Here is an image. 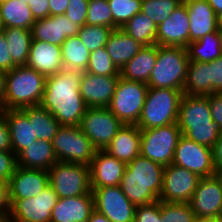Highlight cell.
Returning a JSON list of instances; mask_svg holds the SVG:
<instances>
[{
	"label": "cell",
	"instance_id": "be15d7a7",
	"mask_svg": "<svg viewBox=\"0 0 222 222\" xmlns=\"http://www.w3.org/2000/svg\"><path fill=\"white\" fill-rule=\"evenodd\" d=\"M220 42H221V53H222V30H219Z\"/></svg>",
	"mask_w": 222,
	"mask_h": 222
},
{
	"label": "cell",
	"instance_id": "60d3db41",
	"mask_svg": "<svg viewBox=\"0 0 222 222\" xmlns=\"http://www.w3.org/2000/svg\"><path fill=\"white\" fill-rule=\"evenodd\" d=\"M162 222H196L197 219L189 203L160 201Z\"/></svg>",
	"mask_w": 222,
	"mask_h": 222
},
{
	"label": "cell",
	"instance_id": "f35d334b",
	"mask_svg": "<svg viewBox=\"0 0 222 222\" xmlns=\"http://www.w3.org/2000/svg\"><path fill=\"white\" fill-rule=\"evenodd\" d=\"M85 72L100 76H120V70L111 60L105 46L90 52Z\"/></svg>",
	"mask_w": 222,
	"mask_h": 222
},
{
	"label": "cell",
	"instance_id": "03108f58",
	"mask_svg": "<svg viewBox=\"0 0 222 222\" xmlns=\"http://www.w3.org/2000/svg\"><path fill=\"white\" fill-rule=\"evenodd\" d=\"M6 1H8V0H0V4L3 3V2H6Z\"/></svg>",
	"mask_w": 222,
	"mask_h": 222
},
{
	"label": "cell",
	"instance_id": "681fc988",
	"mask_svg": "<svg viewBox=\"0 0 222 222\" xmlns=\"http://www.w3.org/2000/svg\"><path fill=\"white\" fill-rule=\"evenodd\" d=\"M28 4L33 17L42 19L49 17V0H24Z\"/></svg>",
	"mask_w": 222,
	"mask_h": 222
},
{
	"label": "cell",
	"instance_id": "9a60e30c",
	"mask_svg": "<svg viewBox=\"0 0 222 222\" xmlns=\"http://www.w3.org/2000/svg\"><path fill=\"white\" fill-rule=\"evenodd\" d=\"M200 179L201 177L185 168L174 164L165 166L159 200L189 203Z\"/></svg>",
	"mask_w": 222,
	"mask_h": 222
},
{
	"label": "cell",
	"instance_id": "7a4b0ae2",
	"mask_svg": "<svg viewBox=\"0 0 222 222\" xmlns=\"http://www.w3.org/2000/svg\"><path fill=\"white\" fill-rule=\"evenodd\" d=\"M165 166L138 155L126 164L120 188L133 205L142 206L159 201Z\"/></svg>",
	"mask_w": 222,
	"mask_h": 222
},
{
	"label": "cell",
	"instance_id": "ffe728a7",
	"mask_svg": "<svg viewBox=\"0 0 222 222\" xmlns=\"http://www.w3.org/2000/svg\"><path fill=\"white\" fill-rule=\"evenodd\" d=\"M48 185V171L17 166L8 182L9 199L36 197Z\"/></svg>",
	"mask_w": 222,
	"mask_h": 222
},
{
	"label": "cell",
	"instance_id": "6da1fadb",
	"mask_svg": "<svg viewBox=\"0 0 222 222\" xmlns=\"http://www.w3.org/2000/svg\"><path fill=\"white\" fill-rule=\"evenodd\" d=\"M81 71L63 69L46 77L40 105L46 108L61 126H79L87 105L79 90Z\"/></svg>",
	"mask_w": 222,
	"mask_h": 222
},
{
	"label": "cell",
	"instance_id": "6125c7cd",
	"mask_svg": "<svg viewBox=\"0 0 222 222\" xmlns=\"http://www.w3.org/2000/svg\"><path fill=\"white\" fill-rule=\"evenodd\" d=\"M196 222H220V221L217 219V220H197Z\"/></svg>",
	"mask_w": 222,
	"mask_h": 222
},
{
	"label": "cell",
	"instance_id": "6f0895ef",
	"mask_svg": "<svg viewBox=\"0 0 222 222\" xmlns=\"http://www.w3.org/2000/svg\"><path fill=\"white\" fill-rule=\"evenodd\" d=\"M216 15L222 13V0H206Z\"/></svg>",
	"mask_w": 222,
	"mask_h": 222
},
{
	"label": "cell",
	"instance_id": "836d02e7",
	"mask_svg": "<svg viewBox=\"0 0 222 222\" xmlns=\"http://www.w3.org/2000/svg\"><path fill=\"white\" fill-rule=\"evenodd\" d=\"M189 61L211 62L222 56L219 30L191 42L186 47Z\"/></svg>",
	"mask_w": 222,
	"mask_h": 222
},
{
	"label": "cell",
	"instance_id": "7c38bea8",
	"mask_svg": "<svg viewBox=\"0 0 222 222\" xmlns=\"http://www.w3.org/2000/svg\"><path fill=\"white\" fill-rule=\"evenodd\" d=\"M58 199L50 185L36 197L9 199L10 212L7 219L11 222H50L52 209Z\"/></svg>",
	"mask_w": 222,
	"mask_h": 222
},
{
	"label": "cell",
	"instance_id": "f5cc1de1",
	"mask_svg": "<svg viewBox=\"0 0 222 222\" xmlns=\"http://www.w3.org/2000/svg\"><path fill=\"white\" fill-rule=\"evenodd\" d=\"M215 171H222V133L212 147Z\"/></svg>",
	"mask_w": 222,
	"mask_h": 222
},
{
	"label": "cell",
	"instance_id": "f6af8a7d",
	"mask_svg": "<svg viewBox=\"0 0 222 222\" xmlns=\"http://www.w3.org/2000/svg\"><path fill=\"white\" fill-rule=\"evenodd\" d=\"M16 167V155L12 151H0V180L9 182Z\"/></svg>",
	"mask_w": 222,
	"mask_h": 222
},
{
	"label": "cell",
	"instance_id": "7bdbcfd3",
	"mask_svg": "<svg viewBox=\"0 0 222 222\" xmlns=\"http://www.w3.org/2000/svg\"><path fill=\"white\" fill-rule=\"evenodd\" d=\"M88 0H69L64 15L81 27L86 25Z\"/></svg>",
	"mask_w": 222,
	"mask_h": 222
},
{
	"label": "cell",
	"instance_id": "680465c9",
	"mask_svg": "<svg viewBox=\"0 0 222 222\" xmlns=\"http://www.w3.org/2000/svg\"><path fill=\"white\" fill-rule=\"evenodd\" d=\"M214 175L216 176V178L220 182V185H221V188H222V171H215Z\"/></svg>",
	"mask_w": 222,
	"mask_h": 222
},
{
	"label": "cell",
	"instance_id": "b9f144b4",
	"mask_svg": "<svg viewBox=\"0 0 222 222\" xmlns=\"http://www.w3.org/2000/svg\"><path fill=\"white\" fill-rule=\"evenodd\" d=\"M86 25H101L113 29V16L107 0H88Z\"/></svg>",
	"mask_w": 222,
	"mask_h": 222
},
{
	"label": "cell",
	"instance_id": "d4e9b609",
	"mask_svg": "<svg viewBox=\"0 0 222 222\" xmlns=\"http://www.w3.org/2000/svg\"><path fill=\"white\" fill-rule=\"evenodd\" d=\"M141 129L137 125L124 124L118 131L105 151L125 164L140 155Z\"/></svg>",
	"mask_w": 222,
	"mask_h": 222
},
{
	"label": "cell",
	"instance_id": "9c48e42d",
	"mask_svg": "<svg viewBox=\"0 0 222 222\" xmlns=\"http://www.w3.org/2000/svg\"><path fill=\"white\" fill-rule=\"evenodd\" d=\"M49 185L58 198H68L91 192L88 165L57 161L49 170Z\"/></svg>",
	"mask_w": 222,
	"mask_h": 222
},
{
	"label": "cell",
	"instance_id": "db71d44e",
	"mask_svg": "<svg viewBox=\"0 0 222 222\" xmlns=\"http://www.w3.org/2000/svg\"><path fill=\"white\" fill-rule=\"evenodd\" d=\"M69 0H49V16L64 14Z\"/></svg>",
	"mask_w": 222,
	"mask_h": 222
},
{
	"label": "cell",
	"instance_id": "e575fe53",
	"mask_svg": "<svg viewBox=\"0 0 222 222\" xmlns=\"http://www.w3.org/2000/svg\"><path fill=\"white\" fill-rule=\"evenodd\" d=\"M62 61L65 69L85 72L89 62L90 51L78 36L68 37L61 45Z\"/></svg>",
	"mask_w": 222,
	"mask_h": 222
},
{
	"label": "cell",
	"instance_id": "94428289",
	"mask_svg": "<svg viewBox=\"0 0 222 222\" xmlns=\"http://www.w3.org/2000/svg\"><path fill=\"white\" fill-rule=\"evenodd\" d=\"M4 28L5 27H4L3 22H2V17L0 15V32H3Z\"/></svg>",
	"mask_w": 222,
	"mask_h": 222
},
{
	"label": "cell",
	"instance_id": "5b68a950",
	"mask_svg": "<svg viewBox=\"0 0 222 222\" xmlns=\"http://www.w3.org/2000/svg\"><path fill=\"white\" fill-rule=\"evenodd\" d=\"M189 58L182 46L158 45V56L148 81L149 88L181 90L187 77Z\"/></svg>",
	"mask_w": 222,
	"mask_h": 222
},
{
	"label": "cell",
	"instance_id": "11a10c76",
	"mask_svg": "<svg viewBox=\"0 0 222 222\" xmlns=\"http://www.w3.org/2000/svg\"><path fill=\"white\" fill-rule=\"evenodd\" d=\"M6 87V72L0 70V106L4 110V98Z\"/></svg>",
	"mask_w": 222,
	"mask_h": 222
},
{
	"label": "cell",
	"instance_id": "30bf717a",
	"mask_svg": "<svg viewBox=\"0 0 222 222\" xmlns=\"http://www.w3.org/2000/svg\"><path fill=\"white\" fill-rule=\"evenodd\" d=\"M182 136L177 123L156 127L152 129H141L140 154L163 166L172 164L174 151Z\"/></svg>",
	"mask_w": 222,
	"mask_h": 222
},
{
	"label": "cell",
	"instance_id": "ab89813d",
	"mask_svg": "<svg viewBox=\"0 0 222 222\" xmlns=\"http://www.w3.org/2000/svg\"><path fill=\"white\" fill-rule=\"evenodd\" d=\"M112 30L113 29L110 27L101 25H83L77 36L80 38L83 45L90 52H93L106 45Z\"/></svg>",
	"mask_w": 222,
	"mask_h": 222
},
{
	"label": "cell",
	"instance_id": "7dc6e473",
	"mask_svg": "<svg viewBox=\"0 0 222 222\" xmlns=\"http://www.w3.org/2000/svg\"><path fill=\"white\" fill-rule=\"evenodd\" d=\"M208 102L213 122L222 131V93H213L209 95Z\"/></svg>",
	"mask_w": 222,
	"mask_h": 222
},
{
	"label": "cell",
	"instance_id": "7402d4cb",
	"mask_svg": "<svg viewBox=\"0 0 222 222\" xmlns=\"http://www.w3.org/2000/svg\"><path fill=\"white\" fill-rule=\"evenodd\" d=\"M27 66L45 77L64 69L61 46L32 39Z\"/></svg>",
	"mask_w": 222,
	"mask_h": 222
},
{
	"label": "cell",
	"instance_id": "603a6c76",
	"mask_svg": "<svg viewBox=\"0 0 222 222\" xmlns=\"http://www.w3.org/2000/svg\"><path fill=\"white\" fill-rule=\"evenodd\" d=\"M93 211L92 191L79 196L59 198L52 209L50 222H86Z\"/></svg>",
	"mask_w": 222,
	"mask_h": 222
},
{
	"label": "cell",
	"instance_id": "ac0fdd59",
	"mask_svg": "<svg viewBox=\"0 0 222 222\" xmlns=\"http://www.w3.org/2000/svg\"><path fill=\"white\" fill-rule=\"evenodd\" d=\"M80 29V25L61 14L36 19L31 32L33 40L61 46L68 37L77 36Z\"/></svg>",
	"mask_w": 222,
	"mask_h": 222
},
{
	"label": "cell",
	"instance_id": "52a82bcc",
	"mask_svg": "<svg viewBox=\"0 0 222 222\" xmlns=\"http://www.w3.org/2000/svg\"><path fill=\"white\" fill-rule=\"evenodd\" d=\"M148 85L119 78L108 109L126 125H137L148 92Z\"/></svg>",
	"mask_w": 222,
	"mask_h": 222
},
{
	"label": "cell",
	"instance_id": "1f68e13d",
	"mask_svg": "<svg viewBox=\"0 0 222 222\" xmlns=\"http://www.w3.org/2000/svg\"><path fill=\"white\" fill-rule=\"evenodd\" d=\"M21 110L27 115L30 123H33L37 140L52 141L61 127L55 117L41 105L21 108Z\"/></svg>",
	"mask_w": 222,
	"mask_h": 222
},
{
	"label": "cell",
	"instance_id": "2e32d148",
	"mask_svg": "<svg viewBox=\"0 0 222 222\" xmlns=\"http://www.w3.org/2000/svg\"><path fill=\"white\" fill-rule=\"evenodd\" d=\"M189 204L197 220H217L222 216V188L215 175L199 180Z\"/></svg>",
	"mask_w": 222,
	"mask_h": 222
},
{
	"label": "cell",
	"instance_id": "ba28073f",
	"mask_svg": "<svg viewBox=\"0 0 222 222\" xmlns=\"http://www.w3.org/2000/svg\"><path fill=\"white\" fill-rule=\"evenodd\" d=\"M58 161L90 165L97 149L79 126H61L52 139Z\"/></svg>",
	"mask_w": 222,
	"mask_h": 222
},
{
	"label": "cell",
	"instance_id": "9f6ffc18",
	"mask_svg": "<svg viewBox=\"0 0 222 222\" xmlns=\"http://www.w3.org/2000/svg\"><path fill=\"white\" fill-rule=\"evenodd\" d=\"M86 222H111L106 216L93 211Z\"/></svg>",
	"mask_w": 222,
	"mask_h": 222
},
{
	"label": "cell",
	"instance_id": "e7e4bbea",
	"mask_svg": "<svg viewBox=\"0 0 222 222\" xmlns=\"http://www.w3.org/2000/svg\"><path fill=\"white\" fill-rule=\"evenodd\" d=\"M0 222H11V221H9L8 219H2L0 220Z\"/></svg>",
	"mask_w": 222,
	"mask_h": 222
},
{
	"label": "cell",
	"instance_id": "484cf974",
	"mask_svg": "<svg viewBox=\"0 0 222 222\" xmlns=\"http://www.w3.org/2000/svg\"><path fill=\"white\" fill-rule=\"evenodd\" d=\"M158 56V45L143 46L120 70V77L148 84Z\"/></svg>",
	"mask_w": 222,
	"mask_h": 222
},
{
	"label": "cell",
	"instance_id": "d6a6232c",
	"mask_svg": "<svg viewBox=\"0 0 222 222\" xmlns=\"http://www.w3.org/2000/svg\"><path fill=\"white\" fill-rule=\"evenodd\" d=\"M3 33L8 43L9 53L16 66L26 65L32 42L31 30L23 28H4Z\"/></svg>",
	"mask_w": 222,
	"mask_h": 222
},
{
	"label": "cell",
	"instance_id": "c3c4849f",
	"mask_svg": "<svg viewBox=\"0 0 222 222\" xmlns=\"http://www.w3.org/2000/svg\"><path fill=\"white\" fill-rule=\"evenodd\" d=\"M8 49V43L3 32H0V70L8 72L15 68Z\"/></svg>",
	"mask_w": 222,
	"mask_h": 222
},
{
	"label": "cell",
	"instance_id": "74e56055",
	"mask_svg": "<svg viewBox=\"0 0 222 222\" xmlns=\"http://www.w3.org/2000/svg\"><path fill=\"white\" fill-rule=\"evenodd\" d=\"M113 16V29L122 28L141 12L142 0H107Z\"/></svg>",
	"mask_w": 222,
	"mask_h": 222
},
{
	"label": "cell",
	"instance_id": "8fae6325",
	"mask_svg": "<svg viewBox=\"0 0 222 222\" xmlns=\"http://www.w3.org/2000/svg\"><path fill=\"white\" fill-rule=\"evenodd\" d=\"M123 125L107 107H88L79 127L97 150H105Z\"/></svg>",
	"mask_w": 222,
	"mask_h": 222
},
{
	"label": "cell",
	"instance_id": "f1b7e54d",
	"mask_svg": "<svg viewBox=\"0 0 222 222\" xmlns=\"http://www.w3.org/2000/svg\"><path fill=\"white\" fill-rule=\"evenodd\" d=\"M143 47L121 28L113 29L110 33L105 48L115 64L121 70Z\"/></svg>",
	"mask_w": 222,
	"mask_h": 222
},
{
	"label": "cell",
	"instance_id": "d590c367",
	"mask_svg": "<svg viewBox=\"0 0 222 222\" xmlns=\"http://www.w3.org/2000/svg\"><path fill=\"white\" fill-rule=\"evenodd\" d=\"M121 29L143 46L156 44L157 25L141 12L135 14Z\"/></svg>",
	"mask_w": 222,
	"mask_h": 222
},
{
	"label": "cell",
	"instance_id": "83f0119b",
	"mask_svg": "<svg viewBox=\"0 0 222 222\" xmlns=\"http://www.w3.org/2000/svg\"><path fill=\"white\" fill-rule=\"evenodd\" d=\"M52 142L38 139L16 155L17 166L48 171L56 162Z\"/></svg>",
	"mask_w": 222,
	"mask_h": 222
},
{
	"label": "cell",
	"instance_id": "8992f818",
	"mask_svg": "<svg viewBox=\"0 0 222 222\" xmlns=\"http://www.w3.org/2000/svg\"><path fill=\"white\" fill-rule=\"evenodd\" d=\"M183 92L171 88H149L137 126L152 129L177 123Z\"/></svg>",
	"mask_w": 222,
	"mask_h": 222
},
{
	"label": "cell",
	"instance_id": "bcb514c9",
	"mask_svg": "<svg viewBox=\"0 0 222 222\" xmlns=\"http://www.w3.org/2000/svg\"><path fill=\"white\" fill-rule=\"evenodd\" d=\"M210 66V85L213 93H222V56L208 62Z\"/></svg>",
	"mask_w": 222,
	"mask_h": 222
},
{
	"label": "cell",
	"instance_id": "f907efd6",
	"mask_svg": "<svg viewBox=\"0 0 222 222\" xmlns=\"http://www.w3.org/2000/svg\"><path fill=\"white\" fill-rule=\"evenodd\" d=\"M0 151H12L10 131L5 117V110L0 114Z\"/></svg>",
	"mask_w": 222,
	"mask_h": 222
},
{
	"label": "cell",
	"instance_id": "5bb4252c",
	"mask_svg": "<svg viewBox=\"0 0 222 222\" xmlns=\"http://www.w3.org/2000/svg\"><path fill=\"white\" fill-rule=\"evenodd\" d=\"M94 210L111 222H134L136 206L125 196L120 186L92 190Z\"/></svg>",
	"mask_w": 222,
	"mask_h": 222
},
{
	"label": "cell",
	"instance_id": "cb8c5ba5",
	"mask_svg": "<svg viewBox=\"0 0 222 222\" xmlns=\"http://www.w3.org/2000/svg\"><path fill=\"white\" fill-rule=\"evenodd\" d=\"M190 20V43L218 31V19L206 0H183Z\"/></svg>",
	"mask_w": 222,
	"mask_h": 222
},
{
	"label": "cell",
	"instance_id": "d6986e66",
	"mask_svg": "<svg viewBox=\"0 0 222 222\" xmlns=\"http://www.w3.org/2000/svg\"><path fill=\"white\" fill-rule=\"evenodd\" d=\"M120 76H100L82 72L80 94L87 107H108Z\"/></svg>",
	"mask_w": 222,
	"mask_h": 222
},
{
	"label": "cell",
	"instance_id": "4316f807",
	"mask_svg": "<svg viewBox=\"0 0 222 222\" xmlns=\"http://www.w3.org/2000/svg\"><path fill=\"white\" fill-rule=\"evenodd\" d=\"M5 117L10 131L12 152L15 155L37 141L33 123H30L27 115L21 109L5 110Z\"/></svg>",
	"mask_w": 222,
	"mask_h": 222
},
{
	"label": "cell",
	"instance_id": "277c9868",
	"mask_svg": "<svg viewBox=\"0 0 222 222\" xmlns=\"http://www.w3.org/2000/svg\"><path fill=\"white\" fill-rule=\"evenodd\" d=\"M45 81V76L27 65L6 72L4 110L40 105Z\"/></svg>",
	"mask_w": 222,
	"mask_h": 222
},
{
	"label": "cell",
	"instance_id": "003e7915",
	"mask_svg": "<svg viewBox=\"0 0 222 222\" xmlns=\"http://www.w3.org/2000/svg\"><path fill=\"white\" fill-rule=\"evenodd\" d=\"M2 111H3V109H2V107L0 106V114L2 113Z\"/></svg>",
	"mask_w": 222,
	"mask_h": 222
},
{
	"label": "cell",
	"instance_id": "4fadbf2b",
	"mask_svg": "<svg viewBox=\"0 0 222 222\" xmlns=\"http://www.w3.org/2000/svg\"><path fill=\"white\" fill-rule=\"evenodd\" d=\"M172 164L192 171L201 178L215 173L212 148L196 143L184 135L178 141Z\"/></svg>",
	"mask_w": 222,
	"mask_h": 222
},
{
	"label": "cell",
	"instance_id": "91938a15",
	"mask_svg": "<svg viewBox=\"0 0 222 222\" xmlns=\"http://www.w3.org/2000/svg\"><path fill=\"white\" fill-rule=\"evenodd\" d=\"M217 19H218V30H222V13L217 15Z\"/></svg>",
	"mask_w": 222,
	"mask_h": 222
},
{
	"label": "cell",
	"instance_id": "ee69618b",
	"mask_svg": "<svg viewBox=\"0 0 222 222\" xmlns=\"http://www.w3.org/2000/svg\"><path fill=\"white\" fill-rule=\"evenodd\" d=\"M134 222H162L160 217V200L148 205L137 206Z\"/></svg>",
	"mask_w": 222,
	"mask_h": 222
},
{
	"label": "cell",
	"instance_id": "f546056e",
	"mask_svg": "<svg viewBox=\"0 0 222 222\" xmlns=\"http://www.w3.org/2000/svg\"><path fill=\"white\" fill-rule=\"evenodd\" d=\"M183 94L209 96L213 94L210 85V66L208 62L189 61Z\"/></svg>",
	"mask_w": 222,
	"mask_h": 222
},
{
	"label": "cell",
	"instance_id": "44dd1931",
	"mask_svg": "<svg viewBox=\"0 0 222 222\" xmlns=\"http://www.w3.org/2000/svg\"><path fill=\"white\" fill-rule=\"evenodd\" d=\"M126 164L105 150H97L90 169L91 190L100 187L119 186Z\"/></svg>",
	"mask_w": 222,
	"mask_h": 222
},
{
	"label": "cell",
	"instance_id": "816d5d0a",
	"mask_svg": "<svg viewBox=\"0 0 222 222\" xmlns=\"http://www.w3.org/2000/svg\"><path fill=\"white\" fill-rule=\"evenodd\" d=\"M10 212L8 182L0 180V220L7 219Z\"/></svg>",
	"mask_w": 222,
	"mask_h": 222
},
{
	"label": "cell",
	"instance_id": "3957f363",
	"mask_svg": "<svg viewBox=\"0 0 222 222\" xmlns=\"http://www.w3.org/2000/svg\"><path fill=\"white\" fill-rule=\"evenodd\" d=\"M177 124L182 135L209 148L213 147L222 133L213 122L208 96L183 94Z\"/></svg>",
	"mask_w": 222,
	"mask_h": 222
},
{
	"label": "cell",
	"instance_id": "8d00e7d4",
	"mask_svg": "<svg viewBox=\"0 0 222 222\" xmlns=\"http://www.w3.org/2000/svg\"><path fill=\"white\" fill-rule=\"evenodd\" d=\"M183 0H142L141 13L157 26L166 20Z\"/></svg>",
	"mask_w": 222,
	"mask_h": 222
},
{
	"label": "cell",
	"instance_id": "e0dca14e",
	"mask_svg": "<svg viewBox=\"0 0 222 222\" xmlns=\"http://www.w3.org/2000/svg\"><path fill=\"white\" fill-rule=\"evenodd\" d=\"M189 27L187 7L182 2L166 20L157 26L156 44L186 48L190 43Z\"/></svg>",
	"mask_w": 222,
	"mask_h": 222
},
{
	"label": "cell",
	"instance_id": "4dcf8cb0",
	"mask_svg": "<svg viewBox=\"0 0 222 222\" xmlns=\"http://www.w3.org/2000/svg\"><path fill=\"white\" fill-rule=\"evenodd\" d=\"M0 15L5 28L16 27L31 30L35 18L24 0H8L0 4Z\"/></svg>",
	"mask_w": 222,
	"mask_h": 222
}]
</instances>
